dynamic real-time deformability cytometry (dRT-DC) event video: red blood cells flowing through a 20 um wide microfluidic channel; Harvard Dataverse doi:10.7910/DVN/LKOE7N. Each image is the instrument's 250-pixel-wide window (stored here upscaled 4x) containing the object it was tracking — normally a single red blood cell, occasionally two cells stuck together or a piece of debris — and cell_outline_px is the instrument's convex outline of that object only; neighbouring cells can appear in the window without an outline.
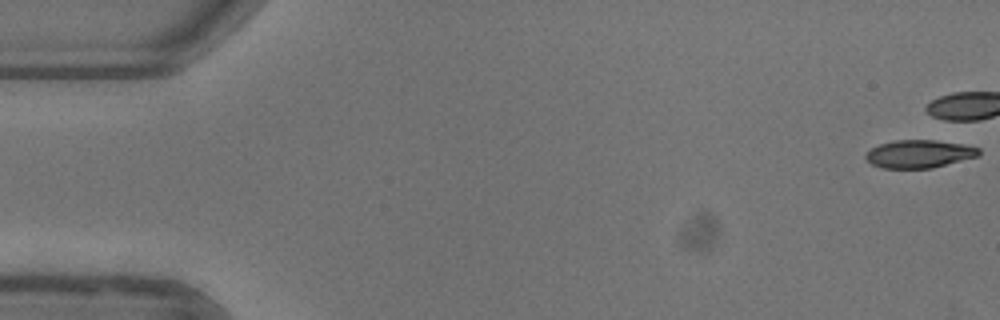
{"species": "common noctule bat (a hibernating species)", "species_latin": "Nyctalus noctula", "temperature_condition": "warm", "stored_images_in_passage": 6, "camera_frame_rate_fps": 3000, "um_per_image_px": 0.085, "animal": {"sex": "female"}, "frame": {"image": 1, "passage_image": 1, "time_ms": 0.0, "image_size_px": [1000, 320], "cell_outline_px": [[980, 156], [932, 168], [880, 168], [872, 164], [864, 156], [872, 148], [880, 144], [892, 140], [936, 140], [964, 144], [980, 148]], "centroid_in_image_um": [78.16, 13.08], "position_along_channel_um": 6.8, "area_um2": 18.5}}